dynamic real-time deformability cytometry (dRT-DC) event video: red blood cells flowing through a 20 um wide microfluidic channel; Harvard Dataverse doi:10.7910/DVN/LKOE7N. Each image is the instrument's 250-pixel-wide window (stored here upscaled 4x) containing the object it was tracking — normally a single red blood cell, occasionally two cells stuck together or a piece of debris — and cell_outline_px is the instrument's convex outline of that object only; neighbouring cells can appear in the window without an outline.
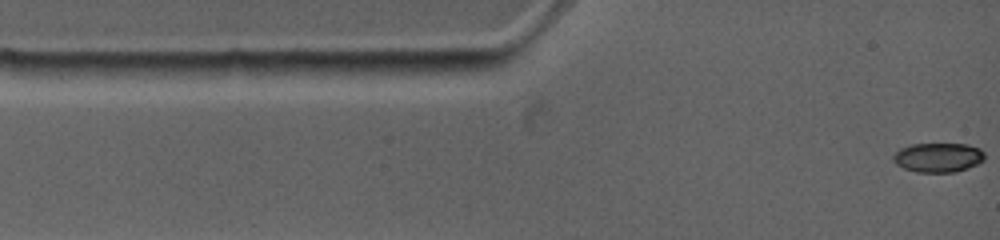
{"species": "common noctule bat (a hibernating species)", "species_latin": "Nyctalus noctula", "temperature_condition": "warm", "stored_images_in_passage": 19, "camera_frame_rate_fps": 4500, "um_per_image_px": 0.085, "animal": {"sex": "female", "body_mass_g": 19.0, "forearm_length_mm": 53.3}, "frame": {"image": 1, "passage_image": 1, "time_ms": 0.0, "image_size_px": [1000, 240], "cell_outline_px": [[984, 160], [968, 168], [956, 172], [916, 172], [904, 168], [896, 164], [892, 160], [892, 156], [900, 148], [912, 144], [968, 144], [980, 148], [984, 152]], "centroid_in_image_um": [79.74, 13.38], "position_along_channel_um": 5.3, "area_um2": 15.72}}
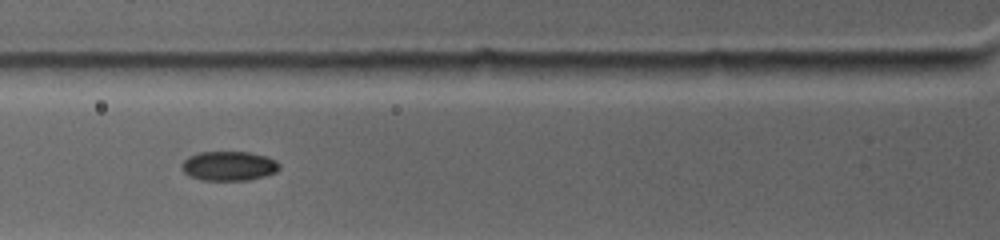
{"frame": {"image": 2, "passage_image": 11, "time_ms": 3.778, "image_size_px": [1000, 240], "cell_outline_px": [[280, 168], [276, 172], [264, 176], [248, 180], [200, 180], [188, 176], [184, 172], [184, 160], [192, 156], [204, 152], [244, 152], [264, 156], [272, 160]], "centroid_in_image_um": [19.44, 14.13], "position_along_channel_um": 106.4, "area_um2": 16.18}}
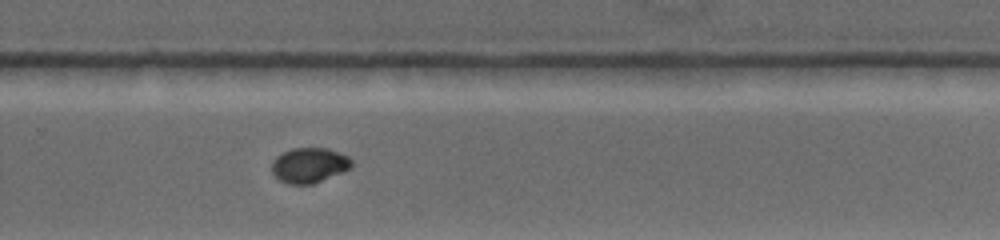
{"frame": {"image": 3, "passage_image": 19, "time_ms": 8.889, "image_size_px": [1000, 240], "cell_outline_px": [[352, 164], [348, 168], [340, 172], [312, 184], [288, 184], [280, 180], [272, 172], [272, 164], [276, 156], [292, 148], [328, 148], [348, 156], [352, 160]], "centroid_in_image_um": [26.26, 14.03], "position_along_channel_um": 303.5, "area_um2": 16.01}}